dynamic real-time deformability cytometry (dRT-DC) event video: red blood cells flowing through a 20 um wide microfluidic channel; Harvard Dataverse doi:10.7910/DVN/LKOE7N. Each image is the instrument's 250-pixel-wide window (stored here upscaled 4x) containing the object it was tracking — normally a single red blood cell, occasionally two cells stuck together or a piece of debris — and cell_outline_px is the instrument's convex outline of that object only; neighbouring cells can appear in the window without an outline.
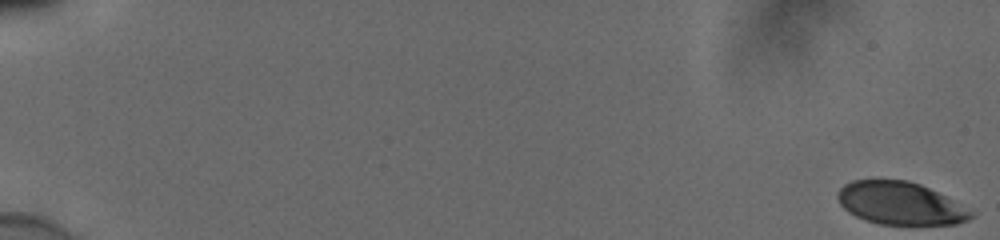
{"species": "human", "species_latin": "Homo sapiens", "temperature_condition": "cold", "stored_images_in_passage": 56, "camera_frame_rate_fps": 3000, "um_per_image_px": 0.085, "donor": {"sex": "male"}, "frame": {"image": 1, "passage_image": 1, "time_ms": 0.0, "image_size_px": [1000, 240], "cell_outline_px": [[976, 216], [968, 220], [956, 224], [880, 224], [856, 216], [848, 212], [840, 204], [836, 196], [836, 192], [844, 184], [852, 180], [908, 180], [920, 184], [976, 212]], "centroid_in_image_um": [76.52, 17.28], "position_along_channel_um": 8.5, "area_um2": 33.06}}
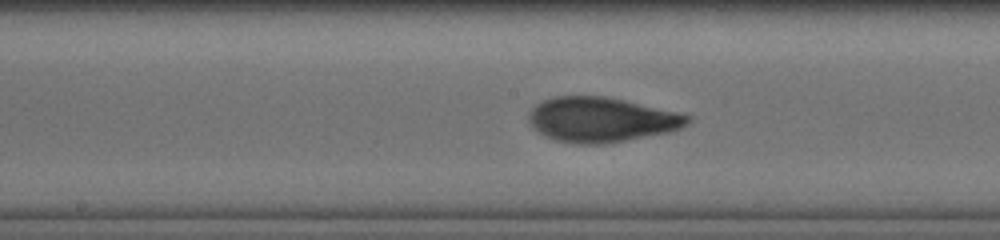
{"frame": {"image": 2, "passage_image": 32, "time_ms": 10.333, "image_size_px": [1000, 240], "cell_outline_px": [[692, 120], [688, 124], [680, 128], [668, 132], [604, 144], [576, 144], [556, 140], [544, 136], [532, 128], [528, 120], [528, 116], [532, 108], [536, 104], [544, 100], [556, 96], [604, 96], [624, 100], [676, 112], [692, 116]], "centroid_in_image_um": [51.08, 10.17], "position_along_channel_um": 197.1, "area_um2": 41.38}}
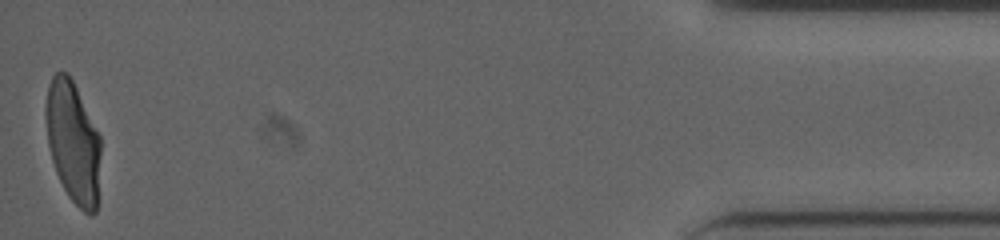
{"frame": {"image": 3, "passage_image": 56, "time_ms": 18.333, "image_size_px": [1000, 240], "cell_outline_px": [[100, 152], [96, 212], [92, 216], [84, 212], [68, 196], [56, 172], [52, 160], [48, 144], [44, 112], [44, 108], [48, 84], [52, 76], [56, 72], [68, 72], [100, 136]], "centroid_in_image_um": [6.18, 12.06], "position_along_channel_um": 429.0, "area_um2": 38.73}, "authors_computed_cell_mechanics": {"area_um2": 39.3618, "velocity_mm_per_s": 3.862, "shape_relaxation_time_tau1_ms": 4.9297, "shape_relaxation_time_tau2_ms": 0.7582, "deformation_change_tau1": 0.1738, "deformation_change_tau2": 0.0567}}